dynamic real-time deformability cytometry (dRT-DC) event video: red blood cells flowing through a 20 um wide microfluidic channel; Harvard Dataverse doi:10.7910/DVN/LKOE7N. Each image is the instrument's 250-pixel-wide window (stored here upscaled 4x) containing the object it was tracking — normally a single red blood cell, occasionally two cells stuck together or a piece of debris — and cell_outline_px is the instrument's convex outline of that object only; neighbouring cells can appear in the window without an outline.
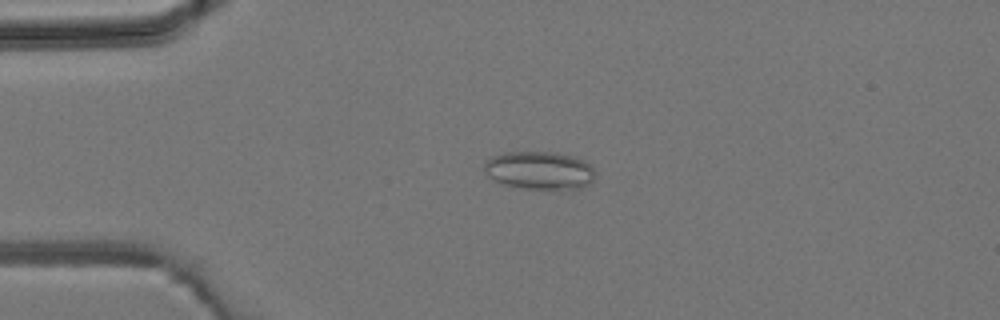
{"species": "common noctule bat (a hibernating species)", "species_latin": "Nyctalus noctula", "temperature_condition": "room temperature", "stored_images_in_passage": 3, "camera_frame_rate_fps": 3000, "um_per_image_px": 0.085, "animal": {"sex": "male", "body_mass_g": 19.2, "forearm_length_mm": 51.8}, "frame": {"image": 1, "passage_image": 2, "time_ms": 1.333, "image_size_px": [1000, 320], "cell_outline_px": [[596, 172], [592, 180], [588, 184], [580, 188], [512, 188], [488, 176], [480, 168], [492, 156], [504, 152], [556, 152], [572, 156], [584, 160]], "centroid_in_image_um": [45.8, 14.47], "position_along_channel_um": 39.2, "area_um2": 24.57}}